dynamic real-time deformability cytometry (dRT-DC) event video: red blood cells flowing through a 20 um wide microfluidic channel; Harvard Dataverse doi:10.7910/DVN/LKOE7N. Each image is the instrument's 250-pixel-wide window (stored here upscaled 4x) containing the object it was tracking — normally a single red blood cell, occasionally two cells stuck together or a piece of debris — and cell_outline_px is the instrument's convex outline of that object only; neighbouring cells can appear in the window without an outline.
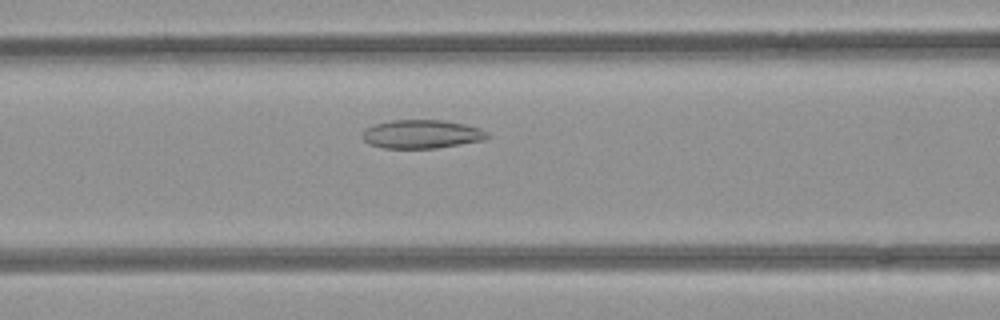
{"species": "common noctule bat (a hibernating species)", "species_latin": "Nyctalus noctula", "temperature_condition": "room temperature", "stored_images_in_passage": 49, "camera_frame_rate_fps": 3000, "um_per_image_px": 0.085, "animal": {"sex": "female", "body_mass_g": 21.9}, "frame": {"image": 1, "passage_image": 18, "time_ms": 5.667, "image_size_px": [1000, 320], "cell_outline_px": [[492, 136], [484, 140], [436, 148], [384, 148], [368, 144], [360, 136], [364, 128], [376, 124], [392, 120], [440, 120], [464, 124], [480, 128], [488, 132]], "centroid_in_image_um": [35.83, 11.4], "position_along_channel_um": 130.8, "area_um2": 20.92}}
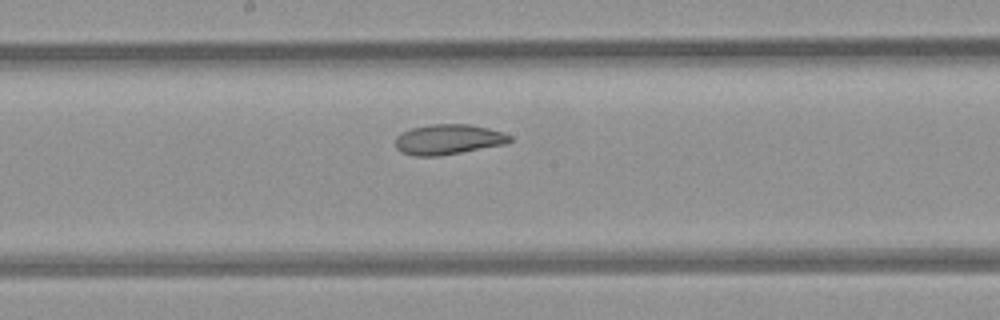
{"frame": {"image": 2, "passage_image": 24, "time_ms": 7.667, "image_size_px": [1000, 320], "cell_outline_px": [[512, 140], [508, 144], [436, 156], [412, 156], [400, 152], [396, 148], [396, 136], [400, 132], [412, 128], [432, 124], [472, 124], [504, 132], [512, 136]], "centroid_in_image_um": [38.11, 11.85], "position_along_channel_um": 210.1, "area_um2": 20.35}}
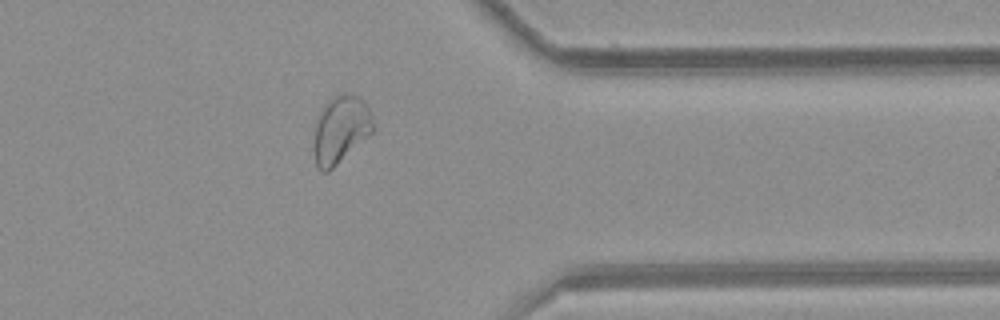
{"frame": {"image": 3, "passage_image": 38, "time_ms": 12.333, "image_size_px": [1000, 320], "cell_outline_px": [[372, 132], [328, 172], [320, 172], [316, 164], [312, 148], [316, 116], [324, 104], [332, 96], [340, 92], [348, 92], [360, 96], [364, 100], [372, 112]], "centroid_in_image_um": [28.91, 10.96], "position_along_channel_um": 382.5, "area_um2": 23.81}, "authors_computed_cell_mechanics": {"area_um2": 24.0448, "velocity_mm_per_s": 3.9571, "shape_relaxation_time_tau1_ms": null, "shape_relaxation_time_tau2_ms": 2.2627, "deformation_change_tau1": null, "deformation_change_tau2": 0.0769}}